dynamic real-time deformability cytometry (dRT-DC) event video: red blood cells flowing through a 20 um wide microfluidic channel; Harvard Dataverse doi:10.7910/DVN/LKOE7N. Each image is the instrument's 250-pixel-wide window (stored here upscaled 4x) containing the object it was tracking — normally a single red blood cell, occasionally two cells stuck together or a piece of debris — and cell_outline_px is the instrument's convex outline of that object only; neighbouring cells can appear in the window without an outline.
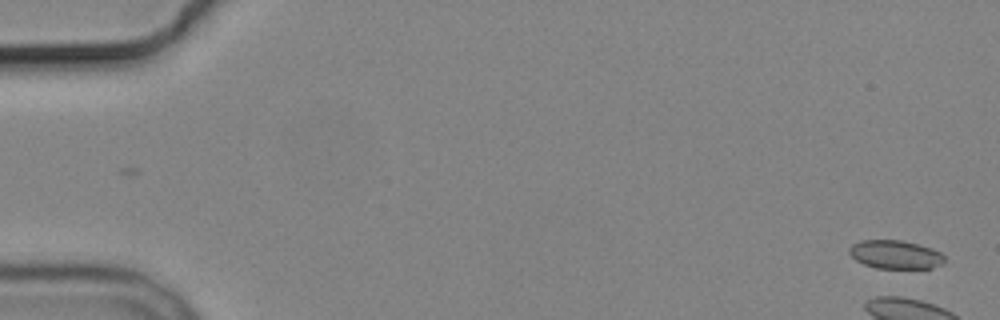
{"species": "common noctule bat (a hibernating species)", "species_latin": "Nyctalus noctula", "temperature_condition": "cold", "stored_images_in_passage": 2, "camera_frame_rate_fps": 3000, "um_per_image_px": 0.085, "animal": {"sex": "male", "body_mass_g": 19.2, "forearm_length_mm": 51.8}, "frame": {"image": 1, "passage_image": 2, "time_ms": 1.333, "image_size_px": [1000, 320], "cell_outline_px": [[944, 264], [932, 268], [876, 268], [864, 264], [856, 260], [848, 252], [848, 248], [852, 244], [860, 240], [900, 240], [932, 248], [940, 252], [944, 256]], "centroid_in_image_um": [76.1, 21.63], "position_along_channel_um": 8.9, "area_um2": 15.84}}